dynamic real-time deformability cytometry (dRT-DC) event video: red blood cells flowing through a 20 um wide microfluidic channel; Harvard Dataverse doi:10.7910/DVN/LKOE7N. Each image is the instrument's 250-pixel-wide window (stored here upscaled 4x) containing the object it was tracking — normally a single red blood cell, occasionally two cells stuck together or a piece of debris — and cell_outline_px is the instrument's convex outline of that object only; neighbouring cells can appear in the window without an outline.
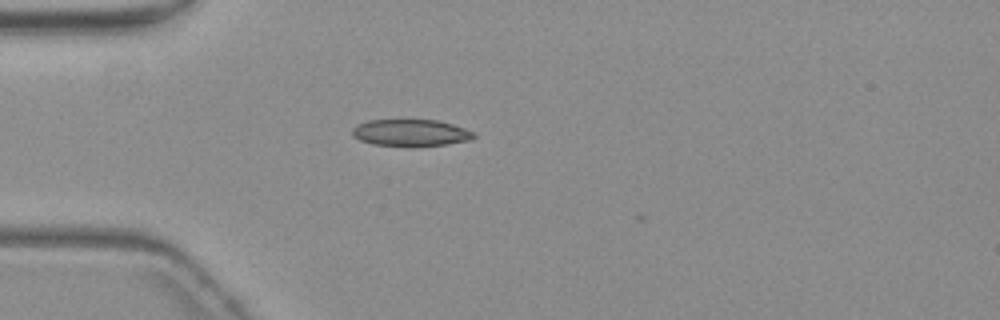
{"species": "common noctule bat (a hibernating species)", "species_latin": "Nyctalus noctula", "temperature_condition": "warm", "stored_images_in_passage": 2, "camera_frame_rate_fps": 3000, "um_per_image_px": 0.085, "animal": {"sex": "female", "body_mass_g": 19.3, "forearm_length_mm": 54.1}, "frame": {"image": 1, "passage_image": 1, "time_ms": 0.0, "image_size_px": [1000, 320], "cell_outline_px": [[476, 136], [472, 140], [448, 144], [412, 148], [372, 144], [360, 140], [352, 136], [352, 128], [356, 124], [368, 120], [436, 120], [452, 124], [476, 132]], "centroid_in_image_um": [34.92, 11.31], "position_along_channel_um": 50.1, "area_um2": 19.59}}